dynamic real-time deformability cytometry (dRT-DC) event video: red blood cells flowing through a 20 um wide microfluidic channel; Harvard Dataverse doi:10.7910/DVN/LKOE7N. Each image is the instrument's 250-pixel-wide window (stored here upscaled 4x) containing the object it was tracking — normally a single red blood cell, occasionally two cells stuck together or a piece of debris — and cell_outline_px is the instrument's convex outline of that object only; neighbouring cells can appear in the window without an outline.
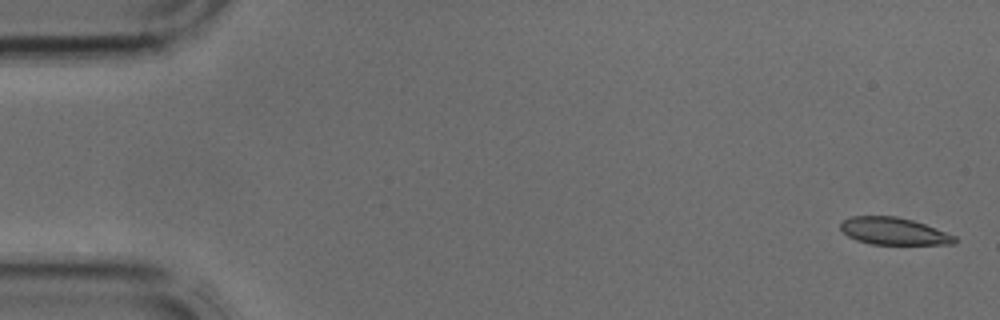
{"species": "common noctule bat (a hibernating species)", "species_latin": "Nyctalus noctula", "temperature_condition": "cold", "stored_images_in_passage": 41, "camera_frame_rate_fps": 3000, "um_per_image_px": 0.085, "animal": {"sex": "male", "body_mass_g": 17.9, "forearm_length_mm": 54.2}, "frame": {"image": 1, "passage_image": 1, "time_ms": 0.0, "image_size_px": [1000, 320], "cell_outline_px": [[956, 244], [872, 244], [856, 240], [848, 236], [840, 228], [840, 224], [844, 220], [852, 216], [896, 216], [912, 220], [924, 224], [956, 236]], "centroid_in_image_um": [75.96, 19.65], "position_along_channel_um": 9.0, "area_um2": 17.92}}
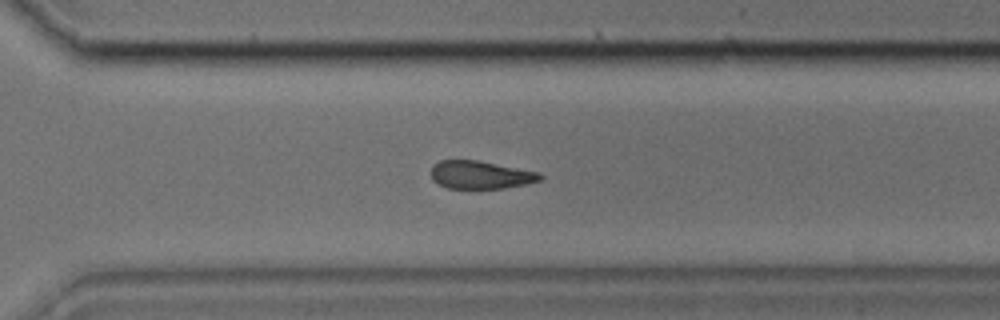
{"frame": {"image": 2, "passage_image": 29, "time_ms": 9.333, "image_size_px": [1000, 320], "cell_outline_px": [[544, 176], [540, 180], [524, 184], [504, 188], [448, 188], [432, 180], [432, 164], [440, 160], [476, 160], [540, 172]], "centroid_in_image_um": [40.84, 14.85], "position_along_channel_um": 329.8, "area_um2": 17.63}}
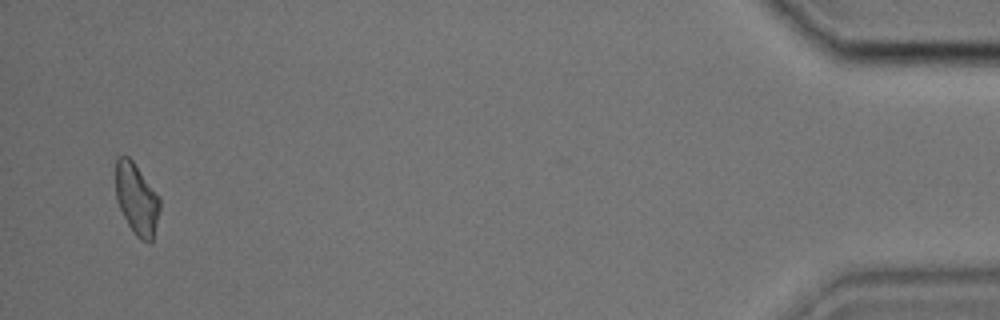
{"frame": {"image": 3, "passage_image": 40, "time_ms": 13.0, "image_size_px": [1000, 320], "cell_outline_px": [[160, 208], [152, 244], [140, 240], [136, 236], [128, 224], [116, 200], [116, 160], [120, 156], [128, 156], [132, 160], [160, 196]], "centroid_in_image_um": [11.64, 16.94], "position_along_channel_um": 423.6, "area_um2": 18.44}}